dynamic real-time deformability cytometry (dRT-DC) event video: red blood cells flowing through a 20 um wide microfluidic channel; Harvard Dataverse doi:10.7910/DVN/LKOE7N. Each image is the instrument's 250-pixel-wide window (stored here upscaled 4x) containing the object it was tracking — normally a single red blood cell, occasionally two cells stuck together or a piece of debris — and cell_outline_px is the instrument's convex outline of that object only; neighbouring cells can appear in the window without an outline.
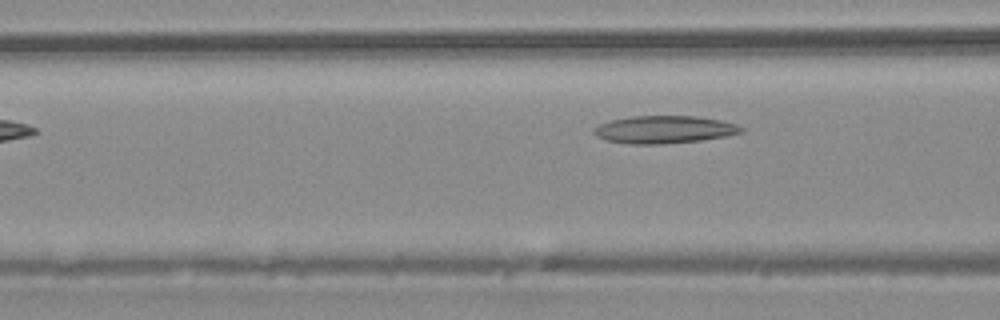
{"species": "common noctule bat (a hibernating species)", "species_latin": "Nyctalus noctula", "temperature_condition": "warm", "stored_images_in_passage": 7, "camera_frame_rate_fps": 3000, "um_per_image_px": 0.085, "animal": {"sex": "male", "body_mass_g": 20.4}, "frame": {"image": 1, "passage_image": 4, "time_ms": 1.0, "image_size_px": [1000, 320], "cell_outline_px": [[744, 132], [728, 136], [700, 140], [660, 144], [632, 144], [608, 140], [596, 136], [592, 132], [592, 128], [600, 124], [612, 120], [632, 116], [696, 116], [720, 120], [736, 124], [744, 128]], "centroid_in_image_um": [56.48, 11.01], "position_along_channel_um": 110.1, "area_um2": 23.64}}
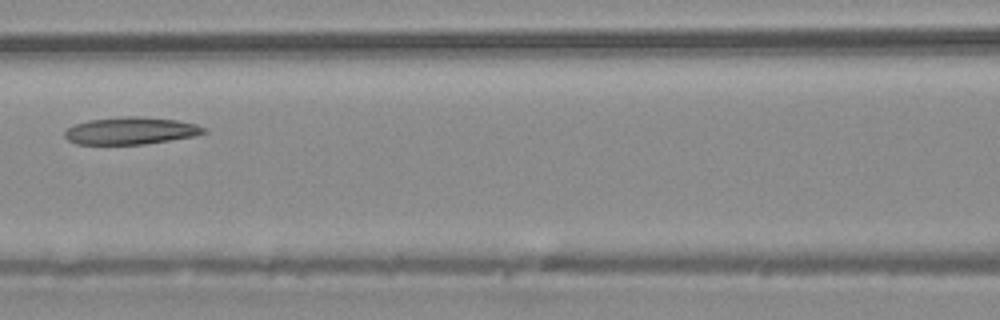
{"frame": {"image": 2, "passage_image": 5, "time_ms": 1.333, "image_size_px": [1000, 320], "cell_outline_px": [[208, 132], [196, 136], [144, 144], [76, 144], [68, 140], [64, 136], [64, 132], [68, 128], [76, 124], [88, 120], [128, 116], [136, 116], [176, 120], [196, 124], [204, 128]], "centroid_in_image_um": [11.12, 11.12], "position_along_channel_um": 155.5, "area_um2": 21.96}}
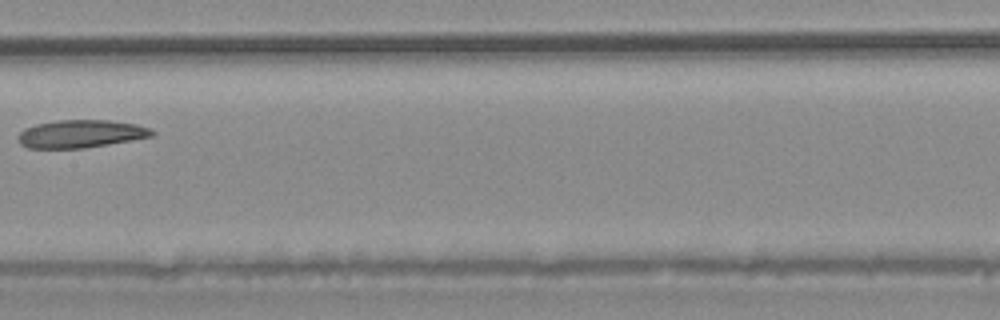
{"frame": {"image": 3, "passage_image": 6, "time_ms": 1.667, "image_size_px": [1000, 320], "cell_outline_px": [[156, 132], [152, 136], [132, 140], [84, 148], [28, 148], [20, 144], [16, 136], [24, 128], [36, 124], [56, 120], [108, 120], [136, 124], [148, 128]], "centroid_in_image_um": [6.82, 11.37], "position_along_channel_um": 200.6, "area_um2": 21.73}}